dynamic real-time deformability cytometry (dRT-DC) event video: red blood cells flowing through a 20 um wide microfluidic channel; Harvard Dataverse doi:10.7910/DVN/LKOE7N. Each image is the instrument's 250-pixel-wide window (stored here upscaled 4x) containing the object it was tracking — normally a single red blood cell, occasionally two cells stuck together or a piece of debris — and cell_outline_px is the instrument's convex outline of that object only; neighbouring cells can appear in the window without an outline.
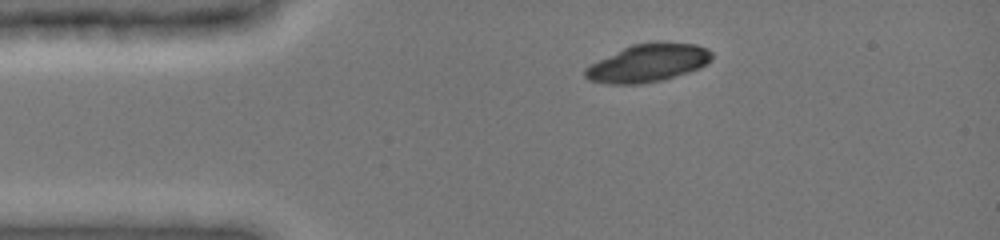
{"species": "common noctule bat (a hibernating species)", "species_latin": "Nyctalus noctula", "temperature_condition": "cold", "stored_images_in_passage": 3, "camera_frame_rate_fps": 3000, "um_per_image_px": 0.085, "animal": {"sex": "female", "body_mass_g": 19.0, "forearm_length_mm": 51.5}, "frame": {"image": 1, "passage_image": 1, "time_ms": 0.0, "image_size_px": [1000, 240], "cell_outline_px": [[712, 60], [700, 68], [688, 72], [660, 80], [640, 84], [608, 84], [588, 80], [584, 76], [584, 68], [632, 44], [656, 40], [660, 40], [696, 44], [708, 48], [712, 52]], "centroid_in_image_um": [55.12, 5.33], "position_along_channel_um": 29.9, "area_um2": 28.15}}